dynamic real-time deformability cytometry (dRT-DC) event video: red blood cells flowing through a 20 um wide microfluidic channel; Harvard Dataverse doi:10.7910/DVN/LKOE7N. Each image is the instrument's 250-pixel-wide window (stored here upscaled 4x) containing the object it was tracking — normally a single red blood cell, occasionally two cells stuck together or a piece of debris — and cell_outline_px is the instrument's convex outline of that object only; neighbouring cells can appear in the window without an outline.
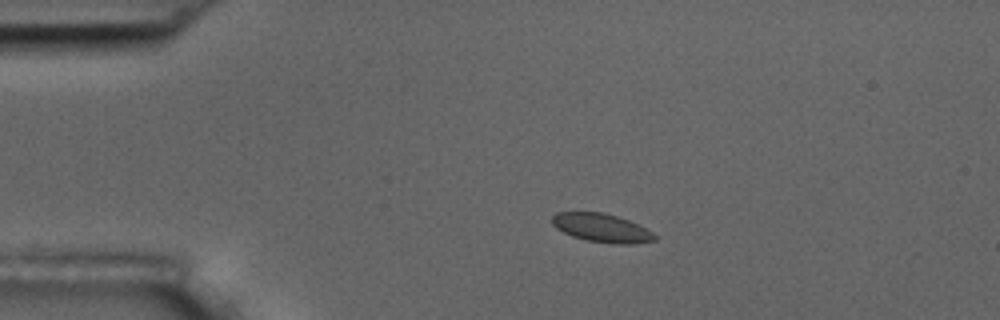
{"species": "common noctule bat (a hibernating species)", "species_latin": "Nyctalus noctula", "temperature_condition": "room temperature", "stored_images_in_passage": 3, "camera_frame_rate_fps": 3000, "um_per_image_px": 0.085, "animal": {"sex": "male", "body_mass_g": 17.5, "forearm_length_mm": 52.3}, "frame": {"image": 1, "passage_image": 1, "time_ms": 0.0, "image_size_px": [1000, 320], "cell_outline_px": [[656, 240], [636, 244], [612, 244], [588, 240], [572, 236], [556, 228], [552, 224], [552, 216], [556, 212], [604, 212], [628, 220], [652, 232], [656, 236]], "centroid_in_image_um": [51.13, 19.37], "position_along_channel_um": 33.9, "area_um2": 16.99}}
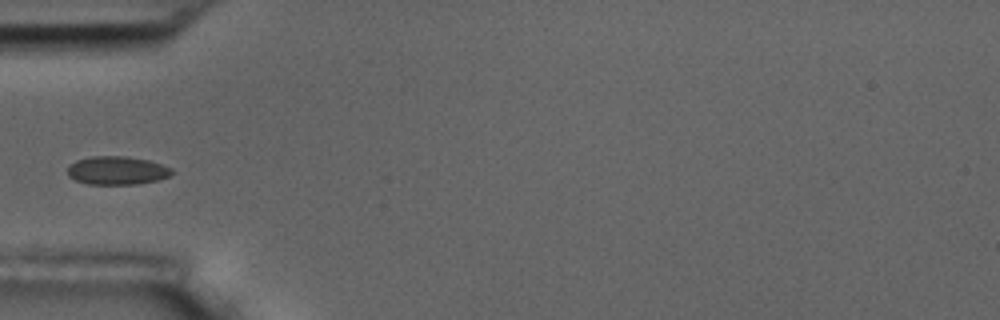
{"frame": {"image": 2, "passage_image": 3, "time_ms": 2.333, "image_size_px": [1000, 320], "cell_outline_px": [[172, 172], [168, 176], [160, 180], [136, 184], [88, 184], [76, 180], [68, 176], [68, 164], [76, 160], [92, 156], [124, 156], [148, 160], [172, 168]], "centroid_in_image_um": [9.92, 14.49], "position_along_channel_um": 75.1, "area_um2": 17.22}}